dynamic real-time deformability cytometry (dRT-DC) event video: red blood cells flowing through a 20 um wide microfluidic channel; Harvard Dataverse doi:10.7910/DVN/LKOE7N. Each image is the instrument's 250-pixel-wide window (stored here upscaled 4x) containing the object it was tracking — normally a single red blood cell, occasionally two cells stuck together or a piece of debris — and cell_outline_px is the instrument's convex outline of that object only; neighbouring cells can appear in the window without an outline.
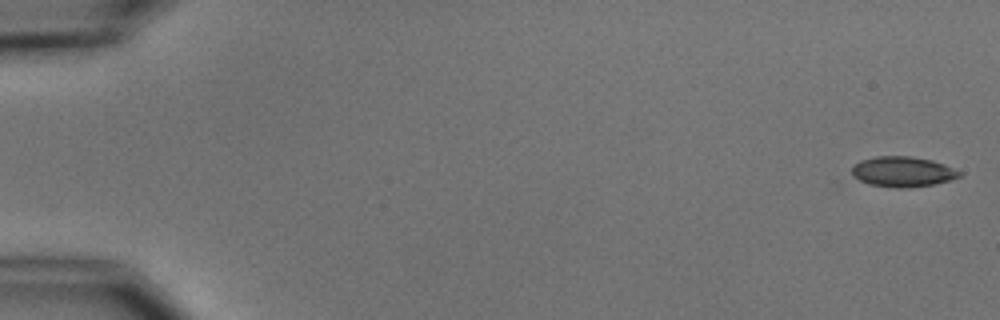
{"species": "common noctule bat (a hibernating species)", "species_latin": "Nyctalus noctula", "temperature_condition": "cold", "stored_images_in_passage": 8, "camera_frame_rate_fps": 3000, "um_per_image_px": 0.085, "animal": {"sex": "male", "body_mass_g": 15.6}, "frame": {"image": 1, "passage_image": 1, "time_ms": 0.0, "image_size_px": [1000, 320], "cell_outline_px": [[964, 172], [960, 176], [948, 180], [932, 184], [908, 188], [896, 188], [868, 184], [852, 176], [852, 168], [860, 160], [876, 156], [912, 156], [932, 160], [944, 164]], "centroid_in_image_um": [76.73, 14.59], "position_along_channel_um": 8.3, "area_um2": 19.02}}
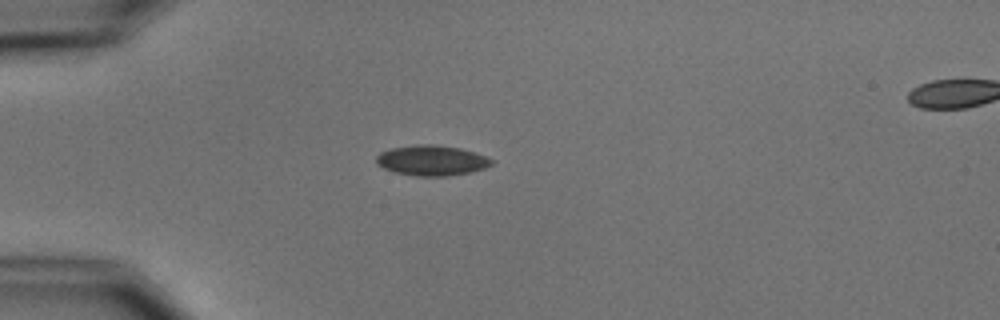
{"frame": {"image": 2, "passage_image": 5, "time_ms": 4.667, "image_size_px": [1000, 320], "cell_outline_px": [[492, 164], [484, 168], [468, 172], [448, 176], [416, 176], [396, 172], [384, 168], [376, 164], [376, 156], [380, 152], [392, 148], [416, 144], [432, 144], [460, 148], [484, 156], [492, 160]], "centroid_in_image_um": [36.64, 13.63], "position_along_channel_um": 48.4, "area_um2": 20.11}}
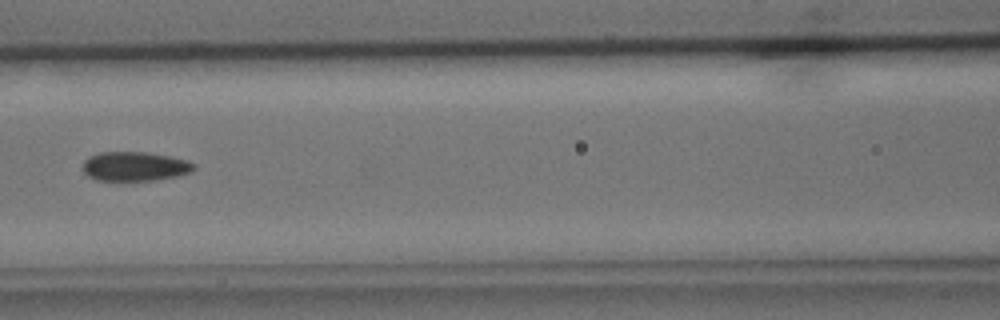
{"frame": {"image": 3, "passage_image": 8, "time_ms": 8.0, "image_size_px": [1000, 320], "cell_outline_px": [[196, 168], [188, 172], [176, 176], [152, 180], [96, 180], [88, 176], [84, 172], [84, 160], [88, 156], [100, 152], [144, 152], [168, 156], [188, 160]], "centroid_in_image_um": [11.42, 14.13], "position_along_channel_um": 155.2, "area_um2": 18.67}}